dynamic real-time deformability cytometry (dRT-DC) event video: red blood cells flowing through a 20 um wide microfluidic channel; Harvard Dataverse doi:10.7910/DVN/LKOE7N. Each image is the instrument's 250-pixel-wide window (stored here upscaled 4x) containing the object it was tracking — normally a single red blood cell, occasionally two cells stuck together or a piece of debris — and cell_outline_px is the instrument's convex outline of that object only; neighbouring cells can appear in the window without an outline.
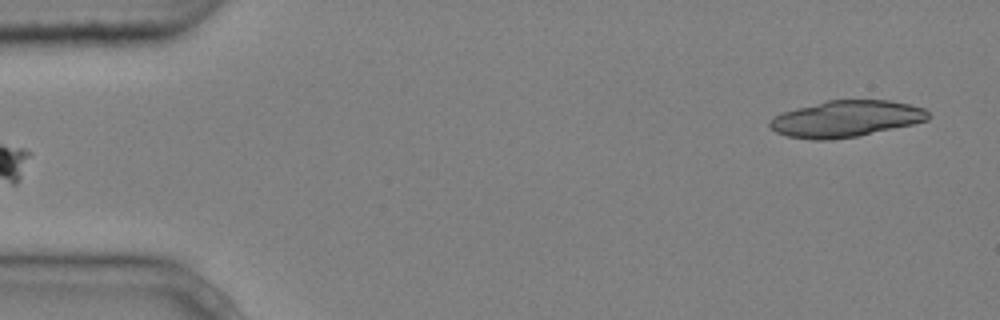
{"species": "common noctule bat (a hibernating species)", "species_latin": "Nyctalus noctula", "temperature_condition": "cold", "stored_images_in_passage": 5, "camera_frame_rate_fps": 3000, "um_per_image_px": 0.085, "animal": {"sex": "male", "body_mass_g": 20.4}, "frame": {"image": 1, "passage_image": 5, "time_ms": 1.333, "image_size_px": [1000, 320], "cell_outline_px": [[932, 116], [928, 120], [912, 124], [856, 136], [832, 140], [812, 140], [788, 136], [776, 132], [768, 124], [768, 120], [784, 112], [796, 108], [828, 100], [888, 100], [908, 104], [924, 108]], "centroid_in_image_um": [71.91, 10.1], "position_along_channel_um": 13.1, "area_um2": 33.41}}